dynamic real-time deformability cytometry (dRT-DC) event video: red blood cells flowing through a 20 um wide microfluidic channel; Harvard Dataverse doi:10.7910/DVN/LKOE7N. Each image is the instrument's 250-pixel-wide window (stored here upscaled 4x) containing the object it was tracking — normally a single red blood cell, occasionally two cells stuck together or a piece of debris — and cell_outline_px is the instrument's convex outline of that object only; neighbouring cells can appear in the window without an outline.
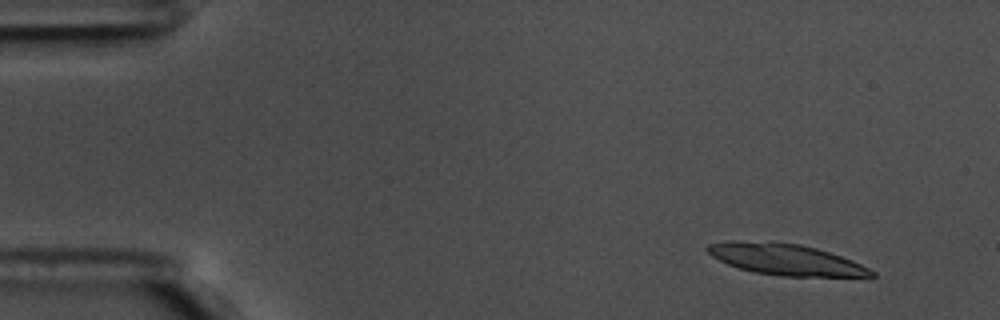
{"species": "common noctule bat (a hibernating species)", "species_latin": "Nyctalus noctula", "temperature_condition": "warm", "stored_images_in_passage": 15, "camera_frame_rate_fps": 3000, "um_per_image_px": 0.085, "animal": {"sex": "male", "body_mass_g": 17.5, "forearm_length_mm": 52.3}, "frame": {"image": 1, "passage_image": 6, "time_ms": 1.667, "image_size_px": [1000, 320], "cell_outline_px": [[876, 276], [784, 276], [752, 272], [728, 264], [712, 256], [704, 248], [708, 244], [728, 240], [740, 240], [800, 244], [816, 248], [852, 260], [876, 272]], "centroid_in_image_um": [66.73, 22.04], "position_along_channel_um": 18.3, "area_um2": 29.48}}